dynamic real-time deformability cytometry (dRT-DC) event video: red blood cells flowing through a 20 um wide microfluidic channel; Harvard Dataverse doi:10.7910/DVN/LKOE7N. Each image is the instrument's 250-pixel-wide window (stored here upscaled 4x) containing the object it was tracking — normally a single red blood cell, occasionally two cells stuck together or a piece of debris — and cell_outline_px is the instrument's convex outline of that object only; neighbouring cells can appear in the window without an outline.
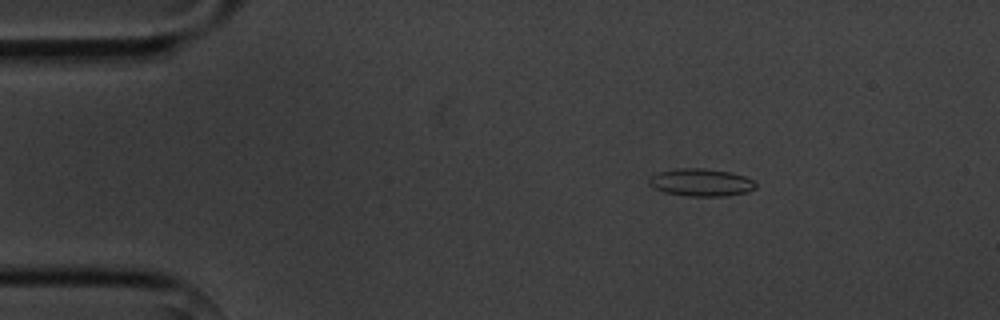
{"species": "common noctule bat (a hibernating species)", "species_latin": "Nyctalus noctula", "temperature_condition": "cold", "stored_images_in_passage": 4, "camera_frame_rate_fps": 3000, "um_per_image_px": 0.085, "animal": {"sex": "male", "body_mass_g": 20.1, "forearm_length_mm": 53.5}, "frame": {"image": 1, "passage_image": 3, "time_ms": 2.333, "image_size_px": [1000, 320], "cell_outline_px": [[756, 188], [748, 192], [724, 196], [688, 196], [664, 192], [648, 184], [648, 180], [652, 176], [660, 172], [676, 168], [704, 168], [728, 172], [744, 176], [752, 180], [756, 184]], "centroid_in_image_um": [59.59, 15.51], "position_along_channel_um": 25.4, "area_um2": 16.99}}